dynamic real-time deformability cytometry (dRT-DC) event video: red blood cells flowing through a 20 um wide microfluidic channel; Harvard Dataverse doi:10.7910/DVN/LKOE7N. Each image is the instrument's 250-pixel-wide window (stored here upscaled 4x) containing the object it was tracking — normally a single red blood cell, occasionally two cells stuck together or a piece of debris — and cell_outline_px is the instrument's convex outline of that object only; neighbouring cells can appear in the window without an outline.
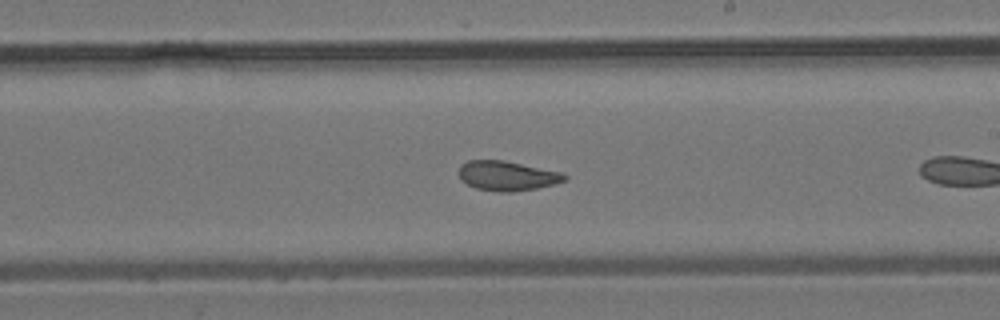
{"species": "common noctule bat (a hibernating species)", "species_latin": "Nyctalus noctula", "temperature_condition": "room temperature", "stored_images_in_passage": 15, "camera_frame_rate_fps": 3000, "um_per_image_px": 0.085, "animal": {"sex": "male", "body_mass_g": 19.2, "forearm_length_mm": 51.8}, "frame": {"image": 1, "passage_image": 13, "time_ms": 4.0, "image_size_px": [1000, 320], "cell_outline_px": [[568, 176], [564, 180], [552, 184], [536, 188], [512, 192], [500, 192], [476, 188], [460, 180], [460, 164], [468, 160], [504, 160], [564, 172]], "centroid_in_image_um": [43.11, 14.93], "position_along_channel_um": 245.9, "area_um2": 18.26}}